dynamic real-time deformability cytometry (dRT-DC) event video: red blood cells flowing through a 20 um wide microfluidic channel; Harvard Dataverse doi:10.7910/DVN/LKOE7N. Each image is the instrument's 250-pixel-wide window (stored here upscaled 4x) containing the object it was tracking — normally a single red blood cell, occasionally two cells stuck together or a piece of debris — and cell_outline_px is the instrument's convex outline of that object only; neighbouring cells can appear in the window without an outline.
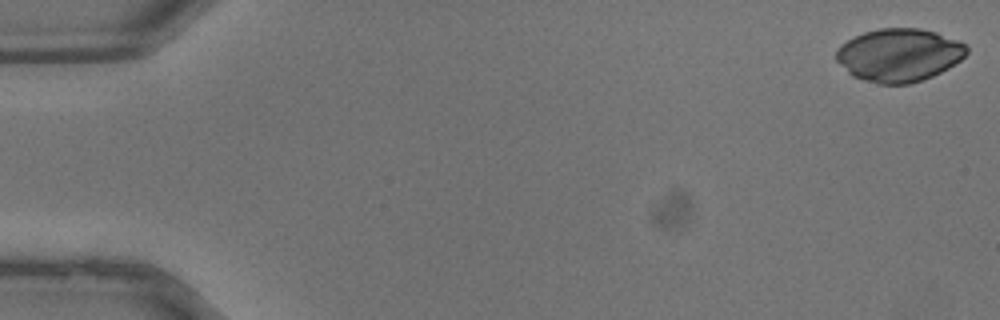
{"species": "common noctule bat (a hibernating species)", "species_latin": "Nyctalus noctula", "temperature_condition": "warm", "stored_images_in_passage": 37, "camera_frame_rate_fps": 3000, "um_per_image_px": 0.085, "animal": {"sex": "male", "body_mass_g": 13.3}, "frame": {"image": 1, "passage_image": 1, "time_ms": 0.0, "image_size_px": [1000, 320], "cell_outline_px": [[968, 52], [960, 60], [948, 68], [932, 76], [908, 84], [880, 84], [864, 80], [852, 76], [836, 60], [836, 48], [840, 44], [864, 32], [880, 28], [920, 28], [936, 32], [956, 40], [964, 44], [968, 48]], "centroid_in_image_um": [76.4, 4.67], "position_along_channel_um": 8.6, "area_um2": 40.17}}